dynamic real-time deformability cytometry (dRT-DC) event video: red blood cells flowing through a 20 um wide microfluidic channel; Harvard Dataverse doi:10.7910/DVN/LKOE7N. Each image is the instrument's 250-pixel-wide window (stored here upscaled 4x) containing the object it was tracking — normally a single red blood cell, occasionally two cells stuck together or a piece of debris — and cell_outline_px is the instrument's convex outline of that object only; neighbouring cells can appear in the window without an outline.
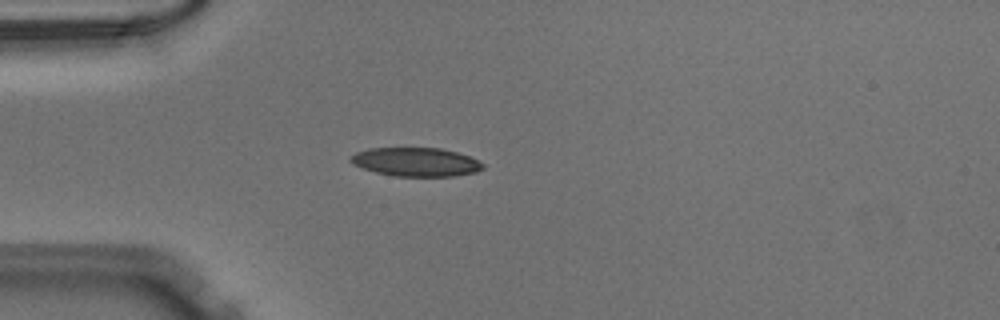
{"species": "Egyptian fruit bat (a non-hibernating species)", "species_latin": "Rousettus aegyptiacus", "temperature_condition": "warm", "stored_images_in_passage": 38, "camera_frame_rate_fps": 3000, "um_per_image_px": 0.085, "animal": {"sex": "male"}, "frame": {"image": 1, "passage_image": 1, "time_ms": 0.0, "image_size_px": [1000, 320], "cell_outline_px": [[484, 168], [476, 172], [452, 176], [396, 176], [376, 172], [352, 164], [348, 160], [356, 152], [368, 148], [440, 148], [456, 152], [480, 160], [484, 164]], "centroid_in_image_um": [35.36, 13.76], "position_along_channel_um": 49.6, "area_um2": 22.08}}
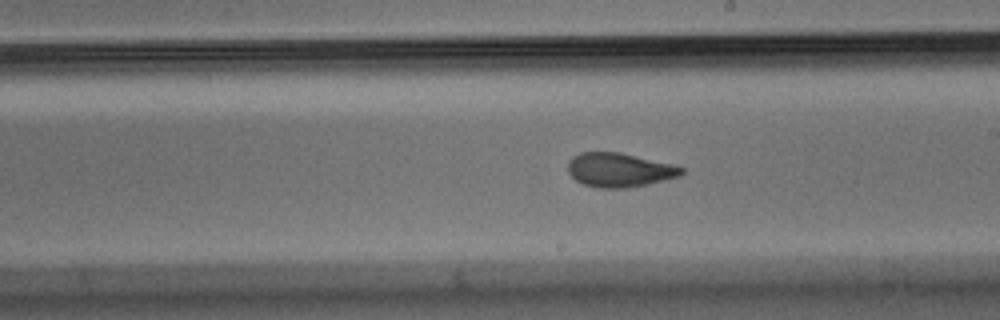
{"frame": {"image": 2, "passage_image": 16, "time_ms": 5.0, "image_size_px": [1000, 320], "cell_outline_px": [[684, 172], [680, 176], [648, 184], [624, 188], [596, 188], [584, 184], [576, 180], [568, 172], [568, 160], [572, 156], [580, 152], [620, 152], [676, 164], [684, 168]], "centroid_in_image_um": [52.66, 14.43], "position_along_channel_um": 236.3, "area_um2": 22.83}}
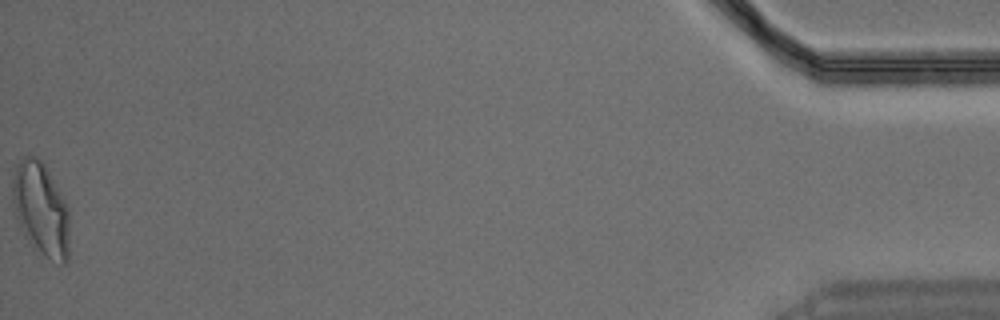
{"frame": {"image": 3, "passage_image": 38, "time_ms": 12.333, "image_size_px": [1000, 320], "cell_outline_px": [[68, 260], [64, 264], [60, 264], [44, 256], [24, 236], [16, 216], [12, 204], [12, 176], [20, 160], [24, 156], [36, 156], [44, 164], [68, 204]], "centroid_in_image_um": [3.47, 17.77], "position_along_channel_um": 431.7, "area_um2": 30.98}}